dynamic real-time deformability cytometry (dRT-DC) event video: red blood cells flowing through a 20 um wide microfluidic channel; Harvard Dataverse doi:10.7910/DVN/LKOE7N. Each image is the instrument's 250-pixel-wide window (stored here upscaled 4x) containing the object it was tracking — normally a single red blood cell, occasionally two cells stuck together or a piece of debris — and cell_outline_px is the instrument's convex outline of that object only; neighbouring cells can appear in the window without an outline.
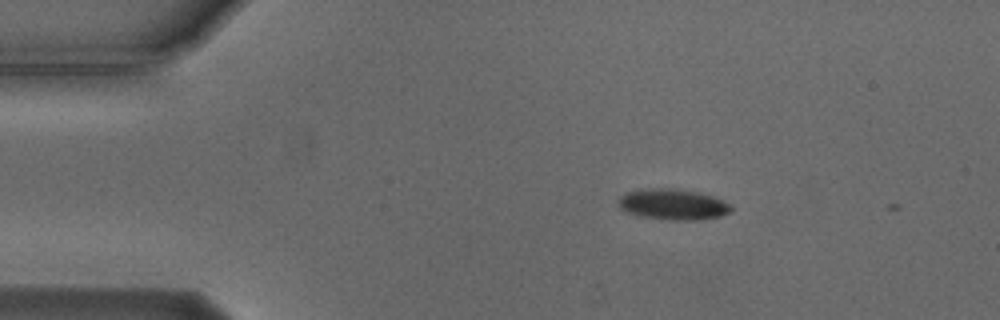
{"species": "Egyptian fruit bat (a non-hibernating species)", "species_latin": "Rousettus aegyptiacus", "temperature_condition": "cold", "stored_images_in_passage": 2, "camera_frame_rate_fps": 3000, "um_per_image_px": 0.085, "animal": {"sex": "male"}, "frame": {"image": 1, "passage_image": 1, "time_ms": 0.0, "image_size_px": [1000, 320], "cell_outline_px": [[732, 212], [720, 216], [696, 220], [668, 220], [640, 216], [628, 212], [620, 208], [616, 204], [616, 200], [620, 196], [628, 192], [648, 188], [676, 188], [696, 192], [712, 196], [724, 200], [732, 208]], "centroid_in_image_um": [57.18, 17.37], "position_along_channel_um": 27.8, "area_um2": 20.35}}